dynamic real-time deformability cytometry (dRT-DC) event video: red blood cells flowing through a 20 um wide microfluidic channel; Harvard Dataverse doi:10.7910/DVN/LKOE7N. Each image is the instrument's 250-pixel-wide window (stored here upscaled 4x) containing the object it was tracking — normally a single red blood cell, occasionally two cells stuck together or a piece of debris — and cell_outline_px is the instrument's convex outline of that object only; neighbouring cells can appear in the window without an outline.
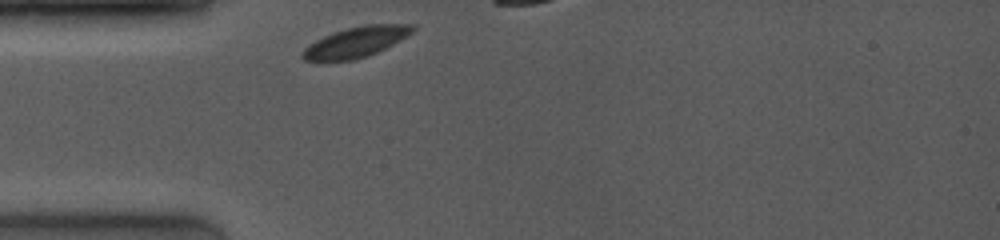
{"species": "common noctule bat (a hibernating species)", "species_latin": "Nyctalus noctula", "temperature_condition": "room temperature", "stored_images_in_passage": 4, "camera_frame_rate_fps": 4000, "um_per_image_px": 0.085, "animal": {"sex": "female", "body_mass_g": 19.0, "forearm_length_mm": 53.3}, "frame": {"image": 1, "passage_image": 1, "time_ms": 0.0, "image_size_px": [1000, 240], "cell_outline_px": [[416, 28], [412, 32], [400, 40], [368, 56], [352, 60], [304, 60], [300, 56], [300, 52], [304, 48], [316, 40], [324, 36], [348, 28], [364, 24], [416, 24]], "centroid_in_image_um": [30.26, 3.56], "position_along_channel_um": 54.7, "area_um2": 19.25}}